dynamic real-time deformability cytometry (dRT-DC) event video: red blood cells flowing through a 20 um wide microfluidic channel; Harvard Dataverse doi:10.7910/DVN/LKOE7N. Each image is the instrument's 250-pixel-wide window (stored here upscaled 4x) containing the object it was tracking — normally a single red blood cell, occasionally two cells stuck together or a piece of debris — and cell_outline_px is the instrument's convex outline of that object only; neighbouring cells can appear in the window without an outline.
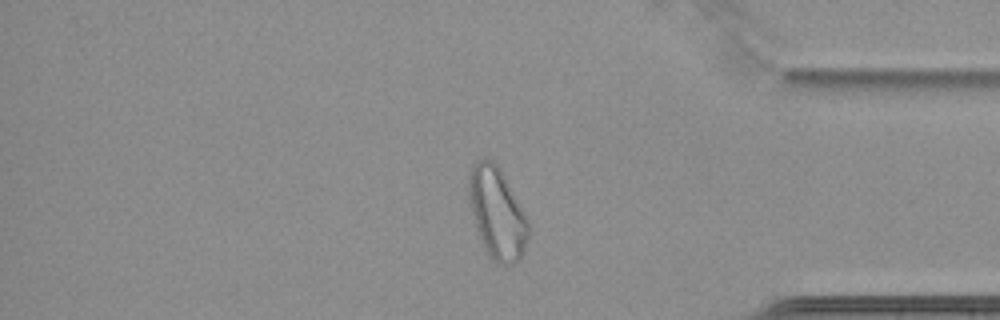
{"species": "common noctule bat (a hibernating species)", "species_latin": "Nyctalus noctula", "temperature_condition": "cold", "stored_images_in_passage": 68, "camera_frame_rate_fps": 3000, "um_per_image_px": 0.085, "animal": {"sex": "female", "body_mass_g": 22.7, "forearm_length_mm": 54.2}, "frame": {"image": 1, "passage_image": 58, "time_ms": 19.0, "image_size_px": [1000, 320], "cell_outline_px": [[528, 240], [520, 256], [512, 264], [500, 264], [492, 260], [484, 252], [476, 228], [468, 196], [468, 172], [472, 164], [476, 160], [492, 160], [500, 168], [520, 204], [528, 220]], "centroid_in_image_um": [42.21, 18.11], "position_along_channel_um": 393.0, "area_um2": 31.67}}